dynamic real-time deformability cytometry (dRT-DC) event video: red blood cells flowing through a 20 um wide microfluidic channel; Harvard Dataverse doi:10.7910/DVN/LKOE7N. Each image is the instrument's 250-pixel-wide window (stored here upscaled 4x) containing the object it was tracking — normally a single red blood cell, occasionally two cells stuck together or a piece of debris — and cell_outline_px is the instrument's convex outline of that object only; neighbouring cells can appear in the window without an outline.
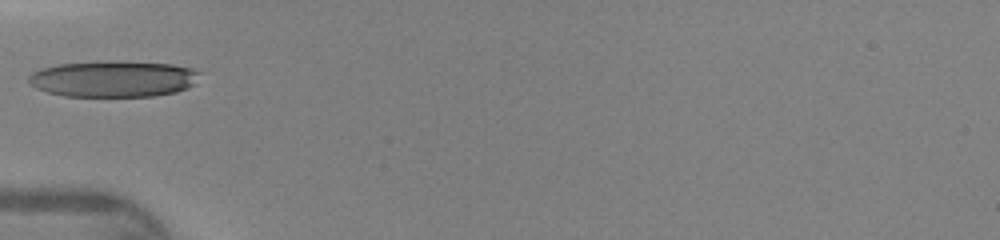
{"species": "human", "species_latin": "Homo sapiens", "temperature_condition": "warm", "stored_images_in_passage": 31, "camera_frame_rate_fps": 3000, "um_per_image_px": 0.085, "donor": {"sex": "female"}, "frame": {"image": 1, "passage_image": 1, "time_ms": 0.0, "image_size_px": [1000, 240], "cell_outline_px": [[200, 72], [196, 84], [188, 88], [176, 92], [152, 96], [64, 96], [48, 92], [36, 88], [28, 84], [28, 76], [32, 72], [40, 68], [60, 64], [172, 64], [192, 68]], "centroid_in_image_um": [9.64, 6.76], "position_along_channel_um": 75.4, "area_um2": 34.91}}
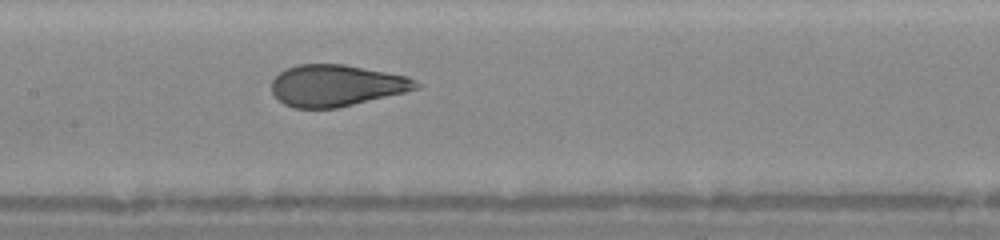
{"frame": {"image": 2, "passage_image": 8, "time_ms": 2.333, "image_size_px": [1000, 240], "cell_outline_px": [[424, 84], [420, 88], [404, 92], [336, 108], [296, 108], [284, 104], [272, 92], [272, 80], [280, 72], [296, 64], [344, 64], [408, 76]], "centroid_in_image_um": [28.62, 7.26], "position_along_channel_um": 178.8, "area_um2": 34.85}}
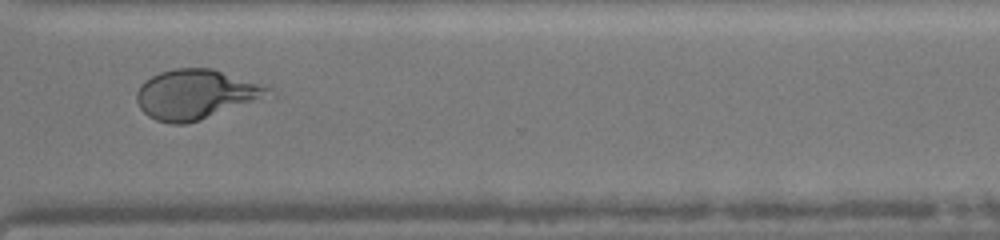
{"frame": {"image": 3, "passage_image": 20, "time_ms": 6.333, "image_size_px": [1000, 240], "cell_outline_px": [[276, 96], [200, 120], [184, 124], [172, 124], [156, 120], [148, 116], [140, 108], [136, 100], [136, 92], [140, 84], [144, 80], [160, 72], [176, 68], [212, 68], [272, 88], [276, 92]], "centroid_in_image_um": [16.7, 8.03], "position_along_channel_um": 353.9, "area_um2": 38.67}}